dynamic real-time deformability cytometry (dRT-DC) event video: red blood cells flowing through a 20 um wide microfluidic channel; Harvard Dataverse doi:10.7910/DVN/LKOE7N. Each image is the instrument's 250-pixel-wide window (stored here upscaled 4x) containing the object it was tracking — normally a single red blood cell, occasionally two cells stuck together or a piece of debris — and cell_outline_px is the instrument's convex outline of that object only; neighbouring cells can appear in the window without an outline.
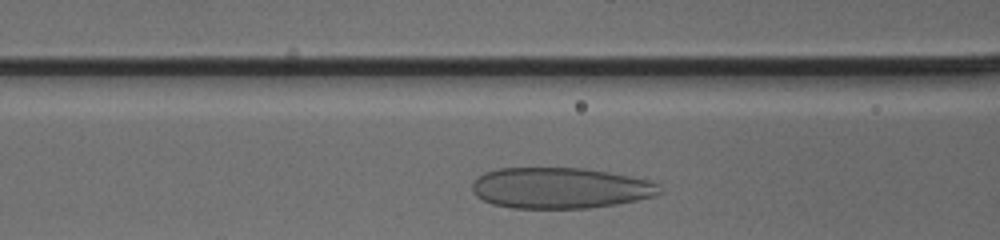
{"species": "human", "species_latin": "Homo sapiens", "temperature_condition": "cold", "stored_images_in_passage": 26, "camera_frame_rate_fps": 3000, "um_per_image_px": 0.085, "donor": {"sex": "male"}, "frame": {"image": 1, "passage_image": 6, "time_ms": 1.667, "image_size_px": [1000, 240], "cell_outline_px": [[664, 192], [652, 196], [636, 200], [616, 204], [588, 208], [512, 208], [492, 204], [476, 196], [472, 192], [472, 180], [476, 176], [484, 172], [496, 168], [584, 168], [608, 172], [648, 180], [660, 184]], "centroid_in_image_um": [47.58, 15.97], "position_along_channel_um": 119.0, "area_um2": 44.97}}
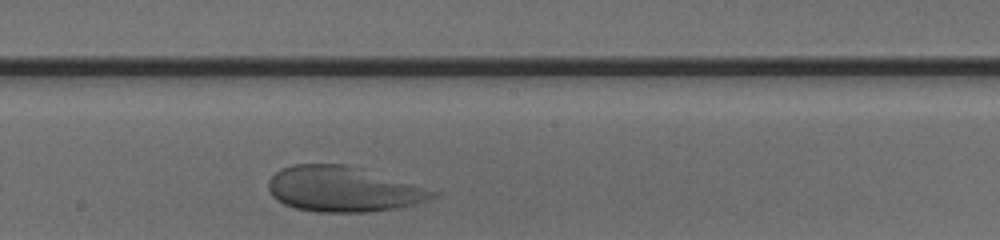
{"frame": {"image": 2, "passage_image": 14, "time_ms": 4.333, "image_size_px": [1000, 240], "cell_outline_px": [[440, 192], [436, 196], [412, 204], [396, 208], [368, 212], [316, 212], [296, 208], [284, 204], [276, 200], [272, 196], [268, 188], [268, 180], [280, 168], [292, 164], [348, 164]], "centroid_in_image_um": [29.11, 16.07], "position_along_channel_um": 219.1, "area_um2": 43.23}}
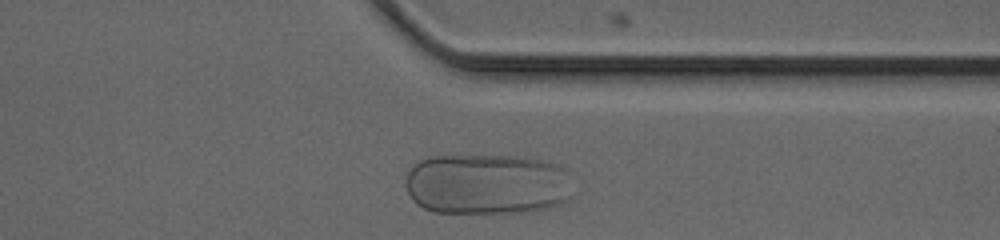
{"frame": {"image": 3, "passage_image": 26, "time_ms": 8.333, "image_size_px": [1000, 240], "cell_outline_px": [[572, 196], [568, 200], [544, 208], [520, 212], [436, 212], [424, 208], [416, 204], [412, 200], [404, 184], [404, 180], [408, 172], [420, 160], [428, 156], [452, 152], [512, 156], [536, 160], [556, 164], [568, 168]], "centroid_in_image_um": [41.34, 15.59], "position_along_channel_um": 370.1, "area_um2": 60.69}}